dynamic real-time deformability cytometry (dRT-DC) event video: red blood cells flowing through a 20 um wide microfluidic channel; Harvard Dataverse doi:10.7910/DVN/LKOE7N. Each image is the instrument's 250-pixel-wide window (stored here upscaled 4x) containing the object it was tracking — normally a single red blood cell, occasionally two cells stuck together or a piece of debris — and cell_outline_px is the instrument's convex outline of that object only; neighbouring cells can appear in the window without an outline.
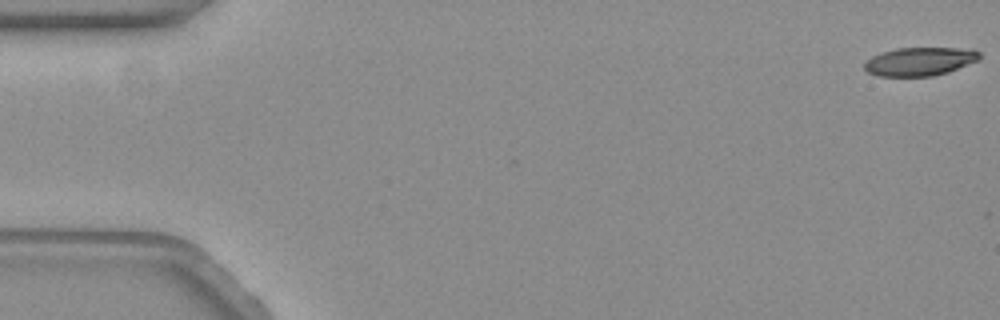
{"species": "common noctule bat (a hibernating species)", "species_latin": "Nyctalus noctula", "temperature_condition": "warm", "stored_images_in_passage": 10, "camera_frame_rate_fps": 3000, "um_per_image_px": 0.085, "animal": {"sex": "female", "body_mass_g": 19.3, "forearm_length_mm": 54.1}, "frame": {"image": 1, "passage_image": 1, "time_ms": 0.0, "image_size_px": [1000, 320], "cell_outline_px": [[980, 56], [976, 60], [948, 72], [932, 76], [880, 76], [868, 72], [864, 68], [864, 64], [872, 56], [880, 52], [896, 48], [972, 48], [980, 52]], "centroid_in_image_um": [78.16, 5.21], "position_along_channel_um": 6.8, "area_um2": 18.96}}